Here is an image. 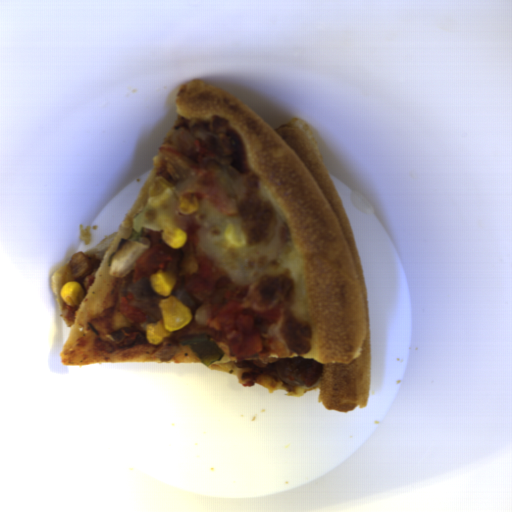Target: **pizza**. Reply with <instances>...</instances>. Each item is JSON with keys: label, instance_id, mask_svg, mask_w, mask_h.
<instances>
[{"label": "pizza", "instance_id": "dd6c1bee", "mask_svg": "<svg viewBox=\"0 0 512 512\" xmlns=\"http://www.w3.org/2000/svg\"><path fill=\"white\" fill-rule=\"evenodd\" d=\"M177 118L119 227L52 272L68 339L63 365L202 363L189 344L222 351L207 365L238 384L302 396L328 411L368 404L372 361L363 271L348 217L305 119L272 128L232 94L192 79ZM187 231L173 249L161 235ZM176 277L192 320L158 345L151 274ZM85 299L66 306L60 287Z\"/></svg>", "mask_w": 512, "mask_h": 512}]
</instances>
